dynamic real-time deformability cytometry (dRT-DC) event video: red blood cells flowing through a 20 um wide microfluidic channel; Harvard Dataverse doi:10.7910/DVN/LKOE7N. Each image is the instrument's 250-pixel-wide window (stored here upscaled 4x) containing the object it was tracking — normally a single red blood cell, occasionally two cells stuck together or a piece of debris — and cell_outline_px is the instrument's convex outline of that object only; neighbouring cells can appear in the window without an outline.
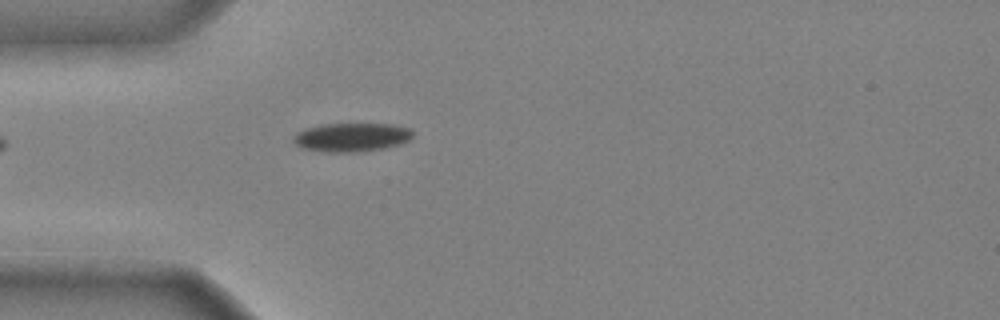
{"species": "common noctule bat (a hibernating species)", "species_latin": "Nyctalus noctula", "temperature_condition": "cold", "stored_images_in_passage": 32, "camera_frame_rate_fps": 3000, "um_per_image_px": 0.085, "animal": {"sex": "male", "body_mass_g": 20.4}, "frame": {"image": 1, "passage_image": 1, "time_ms": 0.0, "image_size_px": [1000, 320], "cell_outline_px": [[412, 136], [408, 140], [400, 144], [384, 148], [352, 152], [324, 152], [304, 148], [296, 144], [292, 140], [292, 136], [296, 132], [308, 128], [324, 124], [392, 124], [412, 128]], "centroid_in_image_um": [29.88, 11.66], "position_along_channel_um": 55.1, "area_um2": 19.88}}
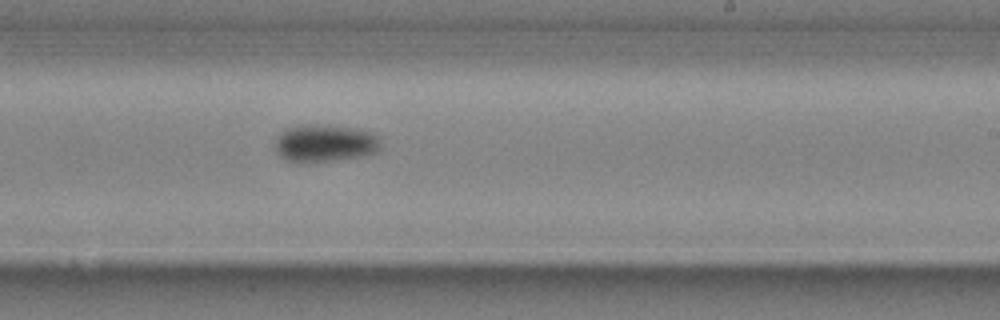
{"frame": {"image": 2, "passage_image": 17, "time_ms": 5.333, "image_size_px": [1000, 320], "cell_outline_px": [[380, 148], [376, 152], [364, 156], [336, 160], [304, 164], [284, 160], [276, 152], [276, 140], [288, 128], [300, 124], [312, 124], [356, 128], [372, 132], [376, 136], [380, 144]], "centroid_in_image_um": [27.61, 12.2], "position_along_channel_um": 261.4, "area_um2": 23.24}}
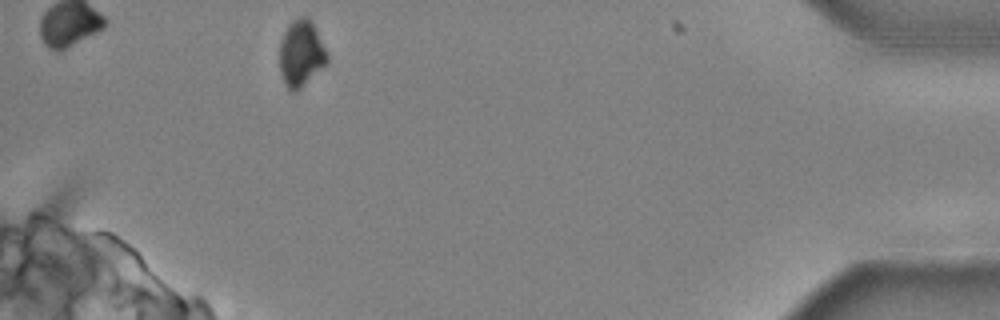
{"frame": {"image": 3, "passage_image": 32, "time_ms": 10.333, "image_size_px": [1000, 320], "cell_outline_px": [[328, 60], [296, 92], [292, 92], [284, 84], [280, 72], [280, 44], [284, 32], [288, 24], [292, 20], [300, 16], [308, 16], [312, 20], [328, 52]], "centroid_in_image_um": [25.59, 4.49], "position_along_channel_um": 409.6, "area_um2": 18.38}, "authors_computed_cell_mechanics": {"area_um2": 21.7328, "velocity_mm_per_s": 3.969, "shape_relaxation_time_tau1_ms": 2.5246, "shape_relaxation_time_tau2_ms": null, "deformation_change_tau1": 0.0976, "deformation_change_tau2": null}}